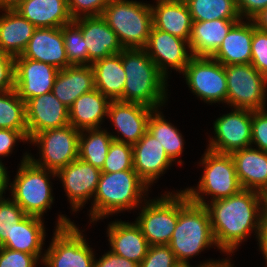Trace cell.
Masks as SVG:
<instances>
[{
  "instance_id": "obj_1",
  "label": "cell",
  "mask_w": 267,
  "mask_h": 267,
  "mask_svg": "<svg viewBox=\"0 0 267 267\" xmlns=\"http://www.w3.org/2000/svg\"><path fill=\"white\" fill-rule=\"evenodd\" d=\"M205 207L217 249L222 253L232 255L253 231L259 240L262 221L259 192L242 189L230 197L208 202Z\"/></svg>"
},
{
  "instance_id": "obj_2",
  "label": "cell",
  "mask_w": 267,
  "mask_h": 267,
  "mask_svg": "<svg viewBox=\"0 0 267 267\" xmlns=\"http://www.w3.org/2000/svg\"><path fill=\"white\" fill-rule=\"evenodd\" d=\"M149 188L134 169L112 173L101 172L89 210L90 223L115 213L139 208L143 205L142 202L147 200L145 196L148 198Z\"/></svg>"
},
{
  "instance_id": "obj_3",
  "label": "cell",
  "mask_w": 267,
  "mask_h": 267,
  "mask_svg": "<svg viewBox=\"0 0 267 267\" xmlns=\"http://www.w3.org/2000/svg\"><path fill=\"white\" fill-rule=\"evenodd\" d=\"M121 57L126 76L123 102L139 103L161 110L168 101L167 78L144 49H123Z\"/></svg>"
},
{
  "instance_id": "obj_4",
  "label": "cell",
  "mask_w": 267,
  "mask_h": 267,
  "mask_svg": "<svg viewBox=\"0 0 267 267\" xmlns=\"http://www.w3.org/2000/svg\"><path fill=\"white\" fill-rule=\"evenodd\" d=\"M213 245L217 247L206 207L192 202L179 190L178 221L169 243L177 261L189 264V259Z\"/></svg>"
},
{
  "instance_id": "obj_5",
  "label": "cell",
  "mask_w": 267,
  "mask_h": 267,
  "mask_svg": "<svg viewBox=\"0 0 267 267\" xmlns=\"http://www.w3.org/2000/svg\"><path fill=\"white\" fill-rule=\"evenodd\" d=\"M29 154L24 153L9 190L12 200L26 215L43 218L44 212L51 209V204L54 202L50 179L57 178V175L55 171L36 166L29 159Z\"/></svg>"
},
{
  "instance_id": "obj_6",
  "label": "cell",
  "mask_w": 267,
  "mask_h": 267,
  "mask_svg": "<svg viewBox=\"0 0 267 267\" xmlns=\"http://www.w3.org/2000/svg\"><path fill=\"white\" fill-rule=\"evenodd\" d=\"M124 49H144L153 27L151 4L109 0L101 15Z\"/></svg>"
},
{
  "instance_id": "obj_7",
  "label": "cell",
  "mask_w": 267,
  "mask_h": 267,
  "mask_svg": "<svg viewBox=\"0 0 267 267\" xmlns=\"http://www.w3.org/2000/svg\"><path fill=\"white\" fill-rule=\"evenodd\" d=\"M199 163L204 170L197 187L183 190L192 202L205 206L208 202L230 197L243 189L231 154L206 149ZM205 195L211 196V201L205 200Z\"/></svg>"
},
{
  "instance_id": "obj_8",
  "label": "cell",
  "mask_w": 267,
  "mask_h": 267,
  "mask_svg": "<svg viewBox=\"0 0 267 267\" xmlns=\"http://www.w3.org/2000/svg\"><path fill=\"white\" fill-rule=\"evenodd\" d=\"M51 243L42 263L48 267H94L95 255L82 230L64 215H58Z\"/></svg>"
},
{
  "instance_id": "obj_9",
  "label": "cell",
  "mask_w": 267,
  "mask_h": 267,
  "mask_svg": "<svg viewBox=\"0 0 267 267\" xmlns=\"http://www.w3.org/2000/svg\"><path fill=\"white\" fill-rule=\"evenodd\" d=\"M143 204L135 223L141 228L149 246L169 245L178 221L179 191L165 192Z\"/></svg>"
},
{
  "instance_id": "obj_10",
  "label": "cell",
  "mask_w": 267,
  "mask_h": 267,
  "mask_svg": "<svg viewBox=\"0 0 267 267\" xmlns=\"http://www.w3.org/2000/svg\"><path fill=\"white\" fill-rule=\"evenodd\" d=\"M227 104L251 111L266 109L267 77L252 64L225 66Z\"/></svg>"
},
{
  "instance_id": "obj_11",
  "label": "cell",
  "mask_w": 267,
  "mask_h": 267,
  "mask_svg": "<svg viewBox=\"0 0 267 267\" xmlns=\"http://www.w3.org/2000/svg\"><path fill=\"white\" fill-rule=\"evenodd\" d=\"M79 136L80 131L70 124L37 133L29 142L37 145L41 158L29 154V159L38 167L57 172L78 159Z\"/></svg>"
},
{
  "instance_id": "obj_12",
  "label": "cell",
  "mask_w": 267,
  "mask_h": 267,
  "mask_svg": "<svg viewBox=\"0 0 267 267\" xmlns=\"http://www.w3.org/2000/svg\"><path fill=\"white\" fill-rule=\"evenodd\" d=\"M182 74L192 93L205 103L227 104L225 66L212 57L193 56Z\"/></svg>"
},
{
  "instance_id": "obj_13",
  "label": "cell",
  "mask_w": 267,
  "mask_h": 267,
  "mask_svg": "<svg viewBox=\"0 0 267 267\" xmlns=\"http://www.w3.org/2000/svg\"><path fill=\"white\" fill-rule=\"evenodd\" d=\"M214 136L209 137L207 149L217 153L231 154L233 151L251 146L252 111L232 108L213 123Z\"/></svg>"
},
{
  "instance_id": "obj_14",
  "label": "cell",
  "mask_w": 267,
  "mask_h": 267,
  "mask_svg": "<svg viewBox=\"0 0 267 267\" xmlns=\"http://www.w3.org/2000/svg\"><path fill=\"white\" fill-rule=\"evenodd\" d=\"M144 50L167 79L169 67L182 73L193 57L188 41L156 29L154 26Z\"/></svg>"
},
{
  "instance_id": "obj_15",
  "label": "cell",
  "mask_w": 267,
  "mask_h": 267,
  "mask_svg": "<svg viewBox=\"0 0 267 267\" xmlns=\"http://www.w3.org/2000/svg\"><path fill=\"white\" fill-rule=\"evenodd\" d=\"M56 175L62 181L72 212H77L94 197L101 170L78 158L59 169Z\"/></svg>"
},
{
  "instance_id": "obj_16",
  "label": "cell",
  "mask_w": 267,
  "mask_h": 267,
  "mask_svg": "<svg viewBox=\"0 0 267 267\" xmlns=\"http://www.w3.org/2000/svg\"><path fill=\"white\" fill-rule=\"evenodd\" d=\"M59 69L44 62L14 57V89L26 103L29 99L52 92Z\"/></svg>"
},
{
  "instance_id": "obj_17",
  "label": "cell",
  "mask_w": 267,
  "mask_h": 267,
  "mask_svg": "<svg viewBox=\"0 0 267 267\" xmlns=\"http://www.w3.org/2000/svg\"><path fill=\"white\" fill-rule=\"evenodd\" d=\"M153 110L139 103L111 101L107 118L118 133H112V138L118 142L136 144L147 131L148 119Z\"/></svg>"
},
{
  "instance_id": "obj_18",
  "label": "cell",
  "mask_w": 267,
  "mask_h": 267,
  "mask_svg": "<svg viewBox=\"0 0 267 267\" xmlns=\"http://www.w3.org/2000/svg\"><path fill=\"white\" fill-rule=\"evenodd\" d=\"M25 111L28 141L44 130L69 125V108L52 92L29 99Z\"/></svg>"
},
{
  "instance_id": "obj_19",
  "label": "cell",
  "mask_w": 267,
  "mask_h": 267,
  "mask_svg": "<svg viewBox=\"0 0 267 267\" xmlns=\"http://www.w3.org/2000/svg\"><path fill=\"white\" fill-rule=\"evenodd\" d=\"M73 23L82 32L88 51V65L124 49L102 16L81 17L73 20Z\"/></svg>"
},
{
  "instance_id": "obj_20",
  "label": "cell",
  "mask_w": 267,
  "mask_h": 267,
  "mask_svg": "<svg viewBox=\"0 0 267 267\" xmlns=\"http://www.w3.org/2000/svg\"><path fill=\"white\" fill-rule=\"evenodd\" d=\"M132 148L134 170L149 187L174 163L148 131Z\"/></svg>"
},
{
  "instance_id": "obj_21",
  "label": "cell",
  "mask_w": 267,
  "mask_h": 267,
  "mask_svg": "<svg viewBox=\"0 0 267 267\" xmlns=\"http://www.w3.org/2000/svg\"><path fill=\"white\" fill-rule=\"evenodd\" d=\"M21 56L47 63L59 70L71 65L66 55L61 27L36 28Z\"/></svg>"
},
{
  "instance_id": "obj_22",
  "label": "cell",
  "mask_w": 267,
  "mask_h": 267,
  "mask_svg": "<svg viewBox=\"0 0 267 267\" xmlns=\"http://www.w3.org/2000/svg\"><path fill=\"white\" fill-rule=\"evenodd\" d=\"M110 251L140 264L145 258L149 244L141 228L135 222L122 220L110 222L107 227Z\"/></svg>"
},
{
  "instance_id": "obj_23",
  "label": "cell",
  "mask_w": 267,
  "mask_h": 267,
  "mask_svg": "<svg viewBox=\"0 0 267 267\" xmlns=\"http://www.w3.org/2000/svg\"><path fill=\"white\" fill-rule=\"evenodd\" d=\"M151 4L153 26L189 42L193 24L184 0H156Z\"/></svg>"
},
{
  "instance_id": "obj_24",
  "label": "cell",
  "mask_w": 267,
  "mask_h": 267,
  "mask_svg": "<svg viewBox=\"0 0 267 267\" xmlns=\"http://www.w3.org/2000/svg\"><path fill=\"white\" fill-rule=\"evenodd\" d=\"M45 236L43 218L25 214L18 222L13 223L10 236L0 247L33 254L42 262Z\"/></svg>"
},
{
  "instance_id": "obj_25",
  "label": "cell",
  "mask_w": 267,
  "mask_h": 267,
  "mask_svg": "<svg viewBox=\"0 0 267 267\" xmlns=\"http://www.w3.org/2000/svg\"><path fill=\"white\" fill-rule=\"evenodd\" d=\"M243 189L261 193L267 189V152L252 146L231 153Z\"/></svg>"
},
{
  "instance_id": "obj_26",
  "label": "cell",
  "mask_w": 267,
  "mask_h": 267,
  "mask_svg": "<svg viewBox=\"0 0 267 267\" xmlns=\"http://www.w3.org/2000/svg\"><path fill=\"white\" fill-rule=\"evenodd\" d=\"M15 11L36 28H60L73 22L68 0H25Z\"/></svg>"
},
{
  "instance_id": "obj_27",
  "label": "cell",
  "mask_w": 267,
  "mask_h": 267,
  "mask_svg": "<svg viewBox=\"0 0 267 267\" xmlns=\"http://www.w3.org/2000/svg\"><path fill=\"white\" fill-rule=\"evenodd\" d=\"M95 89L94 72L91 65H70L59 70L52 93L67 107L82 94Z\"/></svg>"
},
{
  "instance_id": "obj_28",
  "label": "cell",
  "mask_w": 267,
  "mask_h": 267,
  "mask_svg": "<svg viewBox=\"0 0 267 267\" xmlns=\"http://www.w3.org/2000/svg\"><path fill=\"white\" fill-rule=\"evenodd\" d=\"M252 38L253 21L241 19L231 28L212 58L224 66L251 64Z\"/></svg>"
},
{
  "instance_id": "obj_29",
  "label": "cell",
  "mask_w": 267,
  "mask_h": 267,
  "mask_svg": "<svg viewBox=\"0 0 267 267\" xmlns=\"http://www.w3.org/2000/svg\"><path fill=\"white\" fill-rule=\"evenodd\" d=\"M111 100L94 89L78 97L69 108V124L76 130L101 128Z\"/></svg>"
},
{
  "instance_id": "obj_30",
  "label": "cell",
  "mask_w": 267,
  "mask_h": 267,
  "mask_svg": "<svg viewBox=\"0 0 267 267\" xmlns=\"http://www.w3.org/2000/svg\"><path fill=\"white\" fill-rule=\"evenodd\" d=\"M239 20L216 19L193 22L189 46L193 56L212 57Z\"/></svg>"
},
{
  "instance_id": "obj_31",
  "label": "cell",
  "mask_w": 267,
  "mask_h": 267,
  "mask_svg": "<svg viewBox=\"0 0 267 267\" xmlns=\"http://www.w3.org/2000/svg\"><path fill=\"white\" fill-rule=\"evenodd\" d=\"M0 15V51L12 57L20 56L36 27L15 10H2Z\"/></svg>"
},
{
  "instance_id": "obj_32",
  "label": "cell",
  "mask_w": 267,
  "mask_h": 267,
  "mask_svg": "<svg viewBox=\"0 0 267 267\" xmlns=\"http://www.w3.org/2000/svg\"><path fill=\"white\" fill-rule=\"evenodd\" d=\"M94 72L95 89L111 101L123 102L126 76L121 52L100 59L91 64Z\"/></svg>"
},
{
  "instance_id": "obj_33",
  "label": "cell",
  "mask_w": 267,
  "mask_h": 267,
  "mask_svg": "<svg viewBox=\"0 0 267 267\" xmlns=\"http://www.w3.org/2000/svg\"><path fill=\"white\" fill-rule=\"evenodd\" d=\"M147 131L163 146L168 157L179 165L183 161L178 160L184 149V138L181 132L172 123L166 121L159 109H154L149 116Z\"/></svg>"
},
{
  "instance_id": "obj_34",
  "label": "cell",
  "mask_w": 267,
  "mask_h": 267,
  "mask_svg": "<svg viewBox=\"0 0 267 267\" xmlns=\"http://www.w3.org/2000/svg\"><path fill=\"white\" fill-rule=\"evenodd\" d=\"M114 139L107 129L80 131L78 158L102 170L111 142Z\"/></svg>"
},
{
  "instance_id": "obj_35",
  "label": "cell",
  "mask_w": 267,
  "mask_h": 267,
  "mask_svg": "<svg viewBox=\"0 0 267 267\" xmlns=\"http://www.w3.org/2000/svg\"><path fill=\"white\" fill-rule=\"evenodd\" d=\"M193 22L216 19L241 20L236 0H184Z\"/></svg>"
},
{
  "instance_id": "obj_36",
  "label": "cell",
  "mask_w": 267,
  "mask_h": 267,
  "mask_svg": "<svg viewBox=\"0 0 267 267\" xmlns=\"http://www.w3.org/2000/svg\"><path fill=\"white\" fill-rule=\"evenodd\" d=\"M20 131L28 139L25 102L15 89L0 92V129Z\"/></svg>"
},
{
  "instance_id": "obj_37",
  "label": "cell",
  "mask_w": 267,
  "mask_h": 267,
  "mask_svg": "<svg viewBox=\"0 0 267 267\" xmlns=\"http://www.w3.org/2000/svg\"><path fill=\"white\" fill-rule=\"evenodd\" d=\"M66 55L71 65H88V51L81 30L72 22L62 26Z\"/></svg>"
},
{
  "instance_id": "obj_38",
  "label": "cell",
  "mask_w": 267,
  "mask_h": 267,
  "mask_svg": "<svg viewBox=\"0 0 267 267\" xmlns=\"http://www.w3.org/2000/svg\"><path fill=\"white\" fill-rule=\"evenodd\" d=\"M134 169L132 145L113 140L101 172L112 173Z\"/></svg>"
},
{
  "instance_id": "obj_39",
  "label": "cell",
  "mask_w": 267,
  "mask_h": 267,
  "mask_svg": "<svg viewBox=\"0 0 267 267\" xmlns=\"http://www.w3.org/2000/svg\"><path fill=\"white\" fill-rule=\"evenodd\" d=\"M24 215L22 208L16 202L0 195V246L10 236L13 223L18 222Z\"/></svg>"
},
{
  "instance_id": "obj_40",
  "label": "cell",
  "mask_w": 267,
  "mask_h": 267,
  "mask_svg": "<svg viewBox=\"0 0 267 267\" xmlns=\"http://www.w3.org/2000/svg\"><path fill=\"white\" fill-rule=\"evenodd\" d=\"M178 264L169 245H152L139 267H177Z\"/></svg>"
},
{
  "instance_id": "obj_41",
  "label": "cell",
  "mask_w": 267,
  "mask_h": 267,
  "mask_svg": "<svg viewBox=\"0 0 267 267\" xmlns=\"http://www.w3.org/2000/svg\"><path fill=\"white\" fill-rule=\"evenodd\" d=\"M251 64L267 77V32L256 28L253 22Z\"/></svg>"
},
{
  "instance_id": "obj_42",
  "label": "cell",
  "mask_w": 267,
  "mask_h": 267,
  "mask_svg": "<svg viewBox=\"0 0 267 267\" xmlns=\"http://www.w3.org/2000/svg\"><path fill=\"white\" fill-rule=\"evenodd\" d=\"M109 0H68L73 20L81 17L101 16Z\"/></svg>"
},
{
  "instance_id": "obj_43",
  "label": "cell",
  "mask_w": 267,
  "mask_h": 267,
  "mask_svg": "<svg viewBox=\"0 0 267 267\" xmlns=\"http://www.w3.org/2000/svg\"><path fill=\"white\" fill-rule=\"evenodd\" d=\"M251 146L267 152V110L266 109L252 111Z\"/></svg>"
},
{
  "instance_id": "obj_44",
  "label": "cell",
  "mask_w": 267,
  "mask_h": 267,
  "mask_svg": "<svg viewBox=\"0 0 267 267\" xmlns=\"http://www.w3.org/2000/svg\"><path fill=\"white\" fill-rule=\"evenodd\" d=\"M40 263L33 254L0 247V267H36Z\"/></svg>"
},
{
  "instance_id": "obj_45",
  "label": "cell",
  "mask_w": 267,
  "mask_h": 267,
  "mask_svg": "<svg viewBox=\"0 0 267 267\" xmlns=\"http://www.w3.org/2000/svg\"><path fill=\"white\" fill-rule=\"evenodd\" d=\"M14 89V57L0 51V92Z\"/></svg>"
},
{
  "instance_id": "obj_46",
  "label": "cell",
  "mask_w": 267,
  "mask_h": 267,
  "mask_svg": "<svg viewBox=\"0 0 267 267\" xmlns=\"http://www.w3.org/2000/svg\"><path fill=\"white\" fill-rule=\"evenodd\" d=\"M19 142H28V139L20 132L11 129H0V158L12 154L15 144Z\"/></svg>"
},
{
  "instance_id": "obj_47",
  "label": "cell",
  "mask_w": 267,
  "mask_h": 267,
  "mask_svg": "<svg viewBox=\"0 0 267 267\" xmlns=\"http://www.w3.org/2000/svg\"><path fill=\"white\" fill-rule=\"evenodd\" d=\"M238 12L244 20H252L262 10L267 8V0H236Z\"/></svg>"
},
{
  "instance_id": "obj_48",
  "label": "cell",
  "mask_w": 267,
  "mask_h": 267,
  "mask_svg": "<svg viewBox=\"0 0 267 267\" xmlns=\"http://www.w3.org/2000/svg\"><path fill=\"white\" fill-rule=\"evenodd\" d=\"M94 267H139V264L107 251L101 258L97 260L95 258Z\"/></svg>"
},
{
  "instance_id": "obj_49",
  "label": "cell",
  "mask_w": 267,
  "mask_h": 267,
  "mask_svg": "<svg viewBox=\"0 0 267 267\" xmlns=\"http://www.w3.org/2000/svg\"><path fill=\"white\" fill-rule=\"evenodd\" d=\"M257 241V244H259V249L266 262L265 267H267V219H262L261 221L260 237Z\"/></svg>"
},
{
  "instance_id": "obj_50",
  "label": "cell",
  "mask_w": 267,
  "mask_h": 267,
  "mask_svg": "<svg viewBox=\"0 0 267 267\" xmlns=\"http://www.w3.org/2000/svg\"><path fill=\"white\" fill-rule=\"evenodd\" d=\"M9 180L10 178L8 176L7 168L4 166L0 158V195L5 194V190L9 189Z\"/></svg>"
},
{
  "instance_id": "obj_51",
  "label": "cell",
  "mask_w": 267,
  "mask_h": 267,
  "mask_svg": "<svg viewBox=\"0 0 267 267\" xmlns=\"http://www.w3.org/2000/svg\"><path fill=\"white\" fill-rule=\"evenodd\" d=\"M252 21L254 22L257 29L267 32V8L262 10Z\"/></svg>"
},
{
  "instance_id": "obj_52",
  "label": "cell",
  "mask_w": 267,
  "mask_h": 267,
  "mask_svg": "<svg viewBox=\"0 0 267 267\" xmlns=\"http://www.w3.org/2000/svg\"><path fill=\"white\" fill-rule=\"evenodd\" d=\"M25 0H0V10H15Z\"/></svg>"
},
{
  "instance_id": "obj_53",
  "label": "cell",
  "mask_w": 267,
  "mask_h": 267,
  "mask_svg": "<svg viewBox=\"0 0 267 267\" xmlns=\"http://www.w3.org/2000/svg\"><path fill=\"white\" fill-rule=\"evenodd\" d=\"M261 196V208H262V219H267V189L260 193Z\"/></svg>"
},
{
  "instance_id": "obj_54",
  "label": "cell",
  "mask_w": 267,
  "mask_h": 267,
  "mask_svg": "<svg viewBox=\"0 0 267 267\" xmlns=\"http://www.w3.org/2000/svg\"><path fill=\"white\" fill-rule=\"evenodd\" d=\"M222 260H224V259H218V260H205V262H201L200 263V265H198V266H196V267H209V266H212V265H215V264H217L218 262H220V261H222ZM177 267H193L192 265H190V263L189 264H182V263H179L178 265H177Z\"/></svg>"
},
{
  "instance_id": "obj_55",
  "label": "cell",
  "mask_w": 267,
  "mask_h": 267,
  "mask_svg": "<svg viewBox=\"0 0 267 267\" xmlns=\"http://www.w3.org/2000/svg\"><path fill=\"white\" fill-rule=\"evenodd\" d=\"M228 256L226 257V259L218 262L217 264L215 265H212V266H209V267H233V264H231V260L230 259H227Z\"/></svg>"
}]
</instances>
